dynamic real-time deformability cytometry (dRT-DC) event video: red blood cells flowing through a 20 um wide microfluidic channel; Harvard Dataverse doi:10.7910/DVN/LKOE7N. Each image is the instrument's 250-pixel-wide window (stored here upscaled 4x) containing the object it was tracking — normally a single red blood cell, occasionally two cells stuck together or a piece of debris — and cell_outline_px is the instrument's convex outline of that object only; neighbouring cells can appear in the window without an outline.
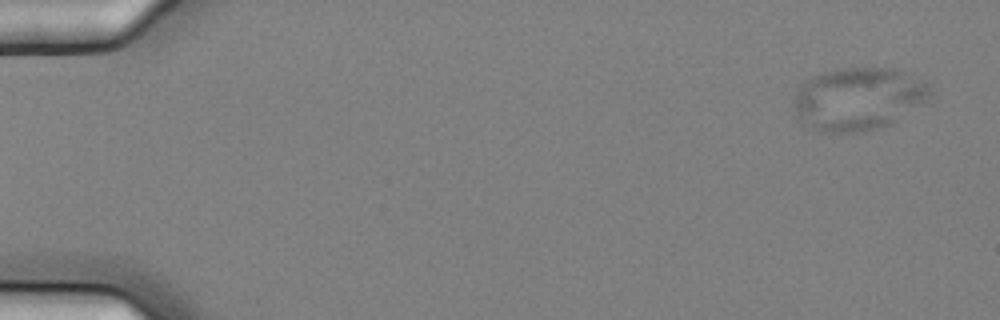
{"species": "common noctule bat (a hibernating species)", "species_latin": "Nyctalus noctula", "temperature_condition": "cold", "stored_images_in_passage": 6, "camera_frame_rate_fps": 3000, "um_per_image_px": 0.085, "animal": {"sex": "female", "body_mass_g": 25.1}, "frame": {"image": 1, "passage_image": 1, "time_ms": 0.0, "image_size_px": [1000, 320], "cell_outline_px": [[928, 96], [924, 100], [896, 120], [888, 124], [876, 128], [860, 132], [820, 132], [812, 128], [800, 116], [792, 104], [796, 92], [800, 84], [812, 76], [840, 68], [896, 68], [928, 84]], "centroid_in_image_um": [72.89, 8.38], "position_along_channel_um": 12.1, "area_um2": 48.73}}